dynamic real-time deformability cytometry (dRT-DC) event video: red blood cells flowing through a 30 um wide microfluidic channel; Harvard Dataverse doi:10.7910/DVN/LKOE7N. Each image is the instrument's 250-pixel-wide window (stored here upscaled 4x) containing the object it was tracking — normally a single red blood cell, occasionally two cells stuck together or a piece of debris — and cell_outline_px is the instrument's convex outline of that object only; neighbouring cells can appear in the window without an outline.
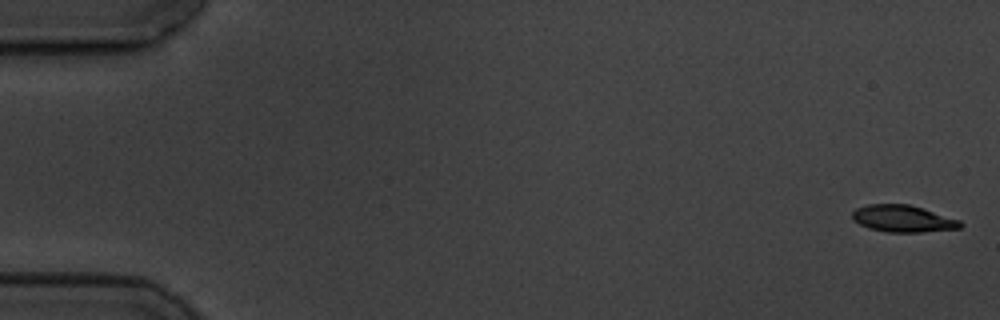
{"species": "common noctule bat (a hibernating species)", "species_latin": "Nyctalus noctula", "temperature_condition": "cold", "stored_images_in_passage": 6, "camera_frame_rate_fps": 3000, "um_per_image_px": 0.085, "animal": {"sex": "male", "body_mass_g": 19.5, "forearm_length_mm": 54.6}, "frame": {"image": 1, "passage_image": 1, "time_ms": 0.0, "image_size_px": [1000, 320], "cell_outline_px": [[964, 224], [960, 228], [924, 232], [888, 232], [868, 228], [852, 220], [852, 212], [856, 208], [868, 204], [908, 204], [924, 208], [960, 220]], "centroid_in_image_um": [76.75, 18.58], "position_along_channel_um": 8.2, "area_um2": 17.05}}
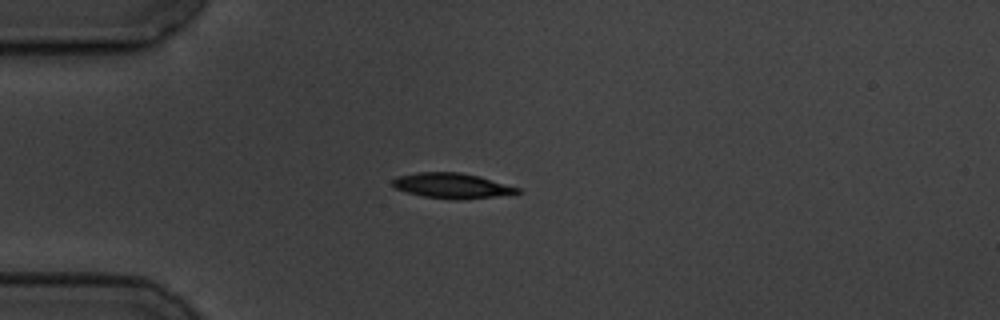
{"frame": {"image": 2, "passage_image": 5, "time_ms": 4.667, "image_size_px": [1000, 320], "cell_outline_px": [[524, 192], [496, 196], [460, 200], [452, 200], [424, 196], [408, 192], [396, 188], [392, 184], [392, 180], [396, 176], [416, 172], [460, 172], [480, 176], [520, 188]], "centroid_in_image_um": [38.43, 15.78], "position_along_channel_um": 46.6, "area_um2": 18.44}}